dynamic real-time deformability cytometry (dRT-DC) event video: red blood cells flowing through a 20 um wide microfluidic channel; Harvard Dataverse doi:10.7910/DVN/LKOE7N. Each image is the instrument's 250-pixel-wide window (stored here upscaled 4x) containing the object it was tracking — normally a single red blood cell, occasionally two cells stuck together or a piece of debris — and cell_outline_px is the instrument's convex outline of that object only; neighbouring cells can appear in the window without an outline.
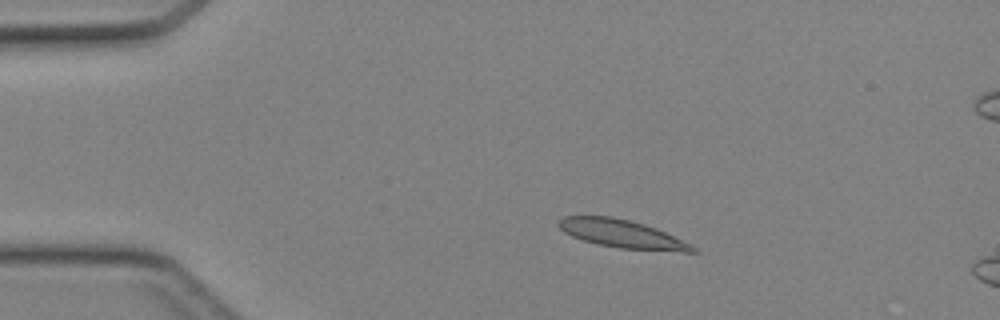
{"species": "Egyptian fruit bat (a non-hibernating species)", "species_latin": "Rousettus aegyptiacus", "temperature_condition": "cold", "stored_images_in_passage": 13, "camera_frame_rate_fps": 3000, "um_per_image_px": 0.085, "animal": {"sex": "female"}, "frame": {"image": 1, "passage_image": 8, "time_ms": 2.333, "image_size_px": [1000, 320], "cell_outline_px": [[700, 252], [684, 252], [620, 248], [600, 244], [584, 240], [572, 236], [564, 232], [556, 224], [556, 220], [564, 216], [612, 216], [644, 224], [656, 228], [692, 244]], "centroid_in_image_um": [52.88, 19.87], "position_along_channel_um": 32.1, "area_um2": 21.91}}